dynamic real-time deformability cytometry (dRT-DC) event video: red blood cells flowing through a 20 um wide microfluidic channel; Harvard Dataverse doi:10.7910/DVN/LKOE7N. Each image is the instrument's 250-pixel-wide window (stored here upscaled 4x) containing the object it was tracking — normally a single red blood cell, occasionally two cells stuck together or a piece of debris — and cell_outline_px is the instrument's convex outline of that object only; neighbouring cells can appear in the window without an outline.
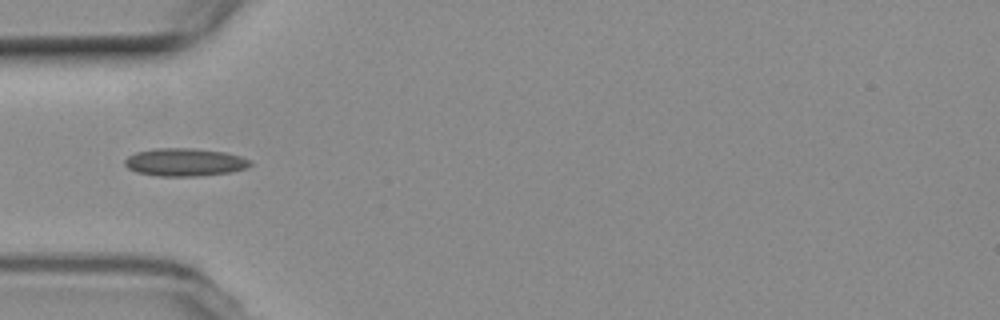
{"species": "common noctule bat (a hibernating species)", "species_latin": "Nyctalus noctula", "temperature_condition": "room temperature", "stored_images_in_passage": 5, "camera_frame_rate_fps": 3000, "um_per_image_px": 0.085, "animal": {"sex": "female", "body_mass_g": 19.3, "forearm_length_mm": 54.1}, "frame": {"image": 1, "passage_image": 2, "time_ms": 1.333, "image_size_px": [1000, 320], "cell_outline_px": [[252, 164], [248, 168], [232, 172], [200, 176], [156, 176], [136, 172], [128, 168], [124, 164], [124, 160], [128, 156], [136, 152], [156, 148], [192, 148], [224, 152], [240, 156], [252, 160]], "centroid_in_image_um": [15.72, 13.79], "position_along_channel_um": 69.3, "area_um2": 20.58}}
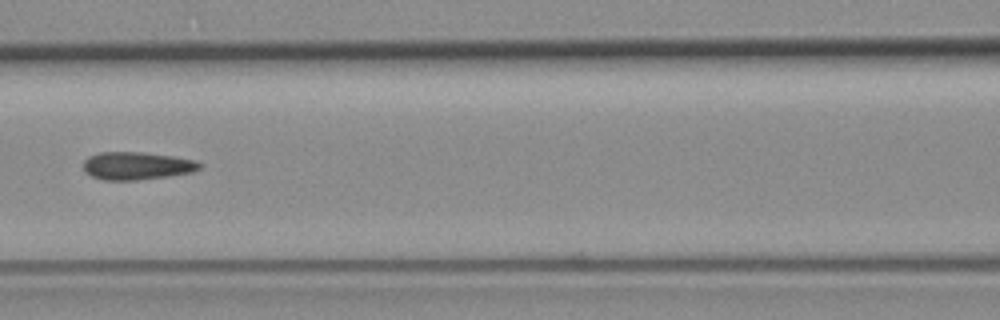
{"frame": {"image": 2, "passage_image": 4, "time_ms": 3.667, "image_size_px": [1000, 320], "cell_outline_px": [[204, 164], [196, 172], [168, 176], [136, 180], [104, 180], [92, 176], [84, 172], [84, 160], [88, 156], [100, 152], [140, 152], [172, 156], [196, 160]], "centroid_in_image_um": [11.66, 14.09], "position_along_channel_um": 154.9, "area_um2": 18.96}}
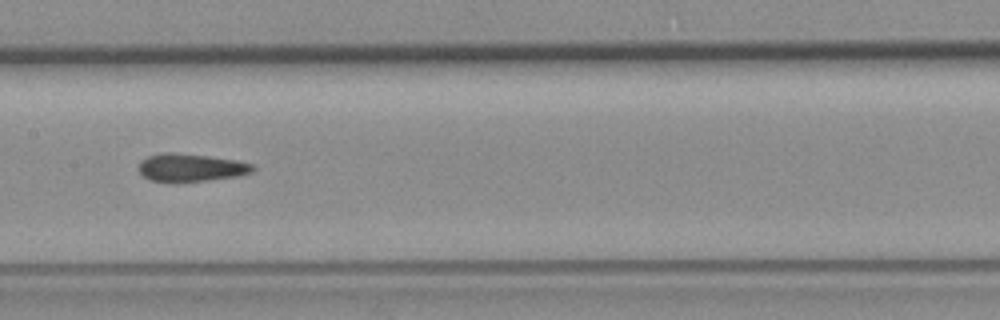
{"frame": {"image": 3, "passage_image": 5, "time_ms": 4.667, "image_size_px": [1000, 320], "cell_outline_px": [[256, 168], [252, 172], [240, 176], [208, 180], [148, 180], [136, 168], [140, 160], [148, 156], [160, 152], [172, 152], [208, 156], [236, 160], [252, 164]], "centroid_in_image_um": [16.21, 14.21], "position_along_channel_um": 191.2, "area_um2": 18.32}}